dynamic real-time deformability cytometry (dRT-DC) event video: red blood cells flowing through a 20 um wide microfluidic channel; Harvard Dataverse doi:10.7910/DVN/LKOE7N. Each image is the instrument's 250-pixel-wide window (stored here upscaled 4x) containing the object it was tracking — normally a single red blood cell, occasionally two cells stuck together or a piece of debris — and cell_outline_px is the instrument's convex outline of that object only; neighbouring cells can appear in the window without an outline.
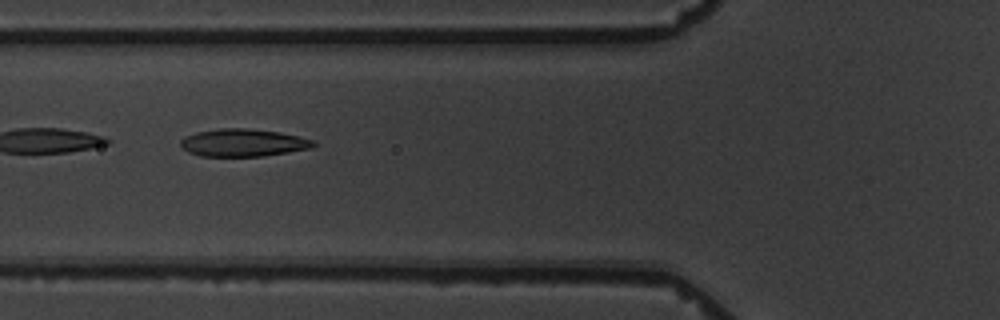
{"species": "common noctule bat (a hibernating species)", "species_latin": "Nyctalus noctula", "temperature_condition": "warm", "stored_images_in_passage": 5, "camera_frame_rate_fps": 3000, "um_per_image_px": 0.085, "animal": {"sex": "male", "body_mass_g": 19.5, "forearm_length_mm": 54.6}, "frame": {"image": 1, "passage_image": 4, "time_ms": 3.667, "image_size_px": [1000, 320], "cell_outline_px": [[316, 144], [312, 148], [264, 156], [200, 156], [188, 152], [180, 144], [180, 140], [184, 136], [196, 132], [220, 128], [244, 128], [280, 132], [312, 140]], "centroid_in_image_um": [20.63, 12.13], "position_along_channel_um": 105.2, "area_um2": 21.27}}